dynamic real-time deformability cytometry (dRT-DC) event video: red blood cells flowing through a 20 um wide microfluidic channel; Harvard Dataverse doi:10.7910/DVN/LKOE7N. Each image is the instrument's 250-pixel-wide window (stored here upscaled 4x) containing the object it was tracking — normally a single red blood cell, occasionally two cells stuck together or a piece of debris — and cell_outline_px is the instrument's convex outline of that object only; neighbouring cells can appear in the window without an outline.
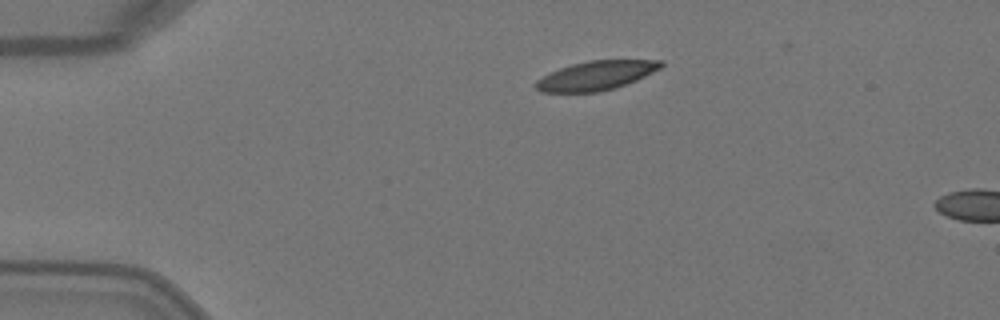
{"species": "Egyptian fruit bat (a non-hibernating species)", "species_latin": "Rousettus aegyptiacus", "temperature_condition": "warm", "stored_images_in_passage": 3, "camera_frame_rate_fps": 3000, "um_per_image_px": 0.085, "animal": {"sex": "female"}, "frame": {"image": 1, "passage_image": 3, "time_ms": 0.667, "image_size_px": [1000, 320], "cell_outline_px": [[664, 64], [660, 68], [636, 80], [600, 92], [540, 92], [536, 88], [536, 80], [560, 68], [572, 64], [588, 60], [664, 60]], "centroid_in_image_um": [50.67, 6.41], "position_along_channel_um": 34.3, "area_um2": 20.92}}